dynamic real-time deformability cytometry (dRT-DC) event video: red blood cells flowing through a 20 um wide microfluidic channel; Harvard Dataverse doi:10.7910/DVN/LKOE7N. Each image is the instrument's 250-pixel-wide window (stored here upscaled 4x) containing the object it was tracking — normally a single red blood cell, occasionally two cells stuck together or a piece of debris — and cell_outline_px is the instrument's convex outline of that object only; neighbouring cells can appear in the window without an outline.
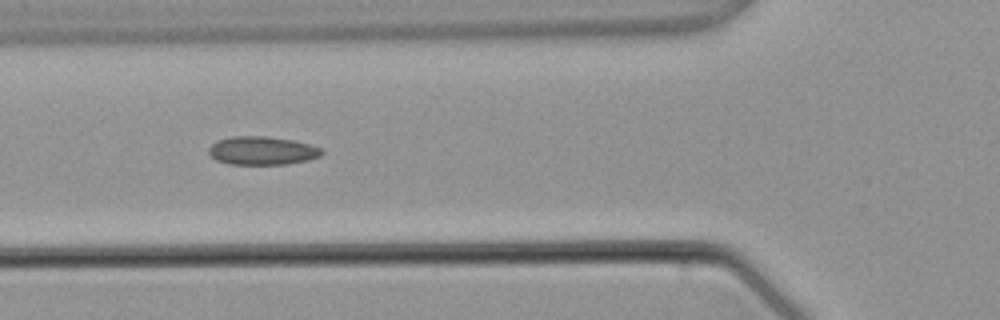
{"species": "common noctule bat (a hibernating species)", "species_latin": "Nyctalus noctula", "temperature_condition": "warm", "stored_images_in_passage": 4, "camera_frame_rate_fps": 3000, "um_per_image_px": 0.085, "animal": {"sex": "male", "body_mass_g": 21.5, "forearm_length_mm": 52.0}, "frame": {"image": 1, "passage_image": 4, "time_ms": 4.667, "image_size_px": [1000, 320], "cell_outline_px": [[324, 152], [320, 156], [308, 160], [288, 164], [228, 164], [216, 160], [208, 152], [208, 148], [216, 140], [232, 136], [264, 136], [292, 140], [308, 144], [320, 148]], "centroid_in_image_um": [22.25, 12.8], "position_along_channel_um": 103.5, "area_um2": 18.67}}